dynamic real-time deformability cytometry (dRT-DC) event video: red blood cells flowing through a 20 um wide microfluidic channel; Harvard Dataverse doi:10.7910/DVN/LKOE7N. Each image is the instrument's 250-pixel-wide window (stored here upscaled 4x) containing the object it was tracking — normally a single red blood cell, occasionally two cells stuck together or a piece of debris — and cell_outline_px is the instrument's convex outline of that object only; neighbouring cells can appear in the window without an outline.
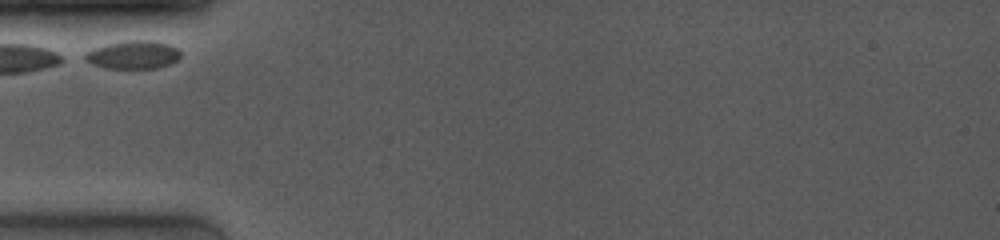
{"species": "common noctule bat (a hibernating species)", "species_latin": "Nyctalus noctula", "temperature_condition": "room temperature", "stored_images_in_passage": 17, "camera_frame_rate_fps": 4000, "um_per_image_px": 0.085, "animal": {"sex": "female", "body_mass_g": 19.0, "forearm_length_mm": 53.3}, "frame": {"image": 1, "passage_image": 1, "time_ms": 0.0, "image_size_px": [1000, 240], "cell_outline_px": [[180, 56], [176, 60], [168, 64], [156, 68], [108, 68], [92, 64], [84, 60], [84, 52], [92, 48], [124, 40], [152, 40], [168, 44], [176, 48], [180, 52]], "centroid_in_image_um": [11.27, 4.64], "position_along_channel_um": 73.7, "area_um2": 15.66}}
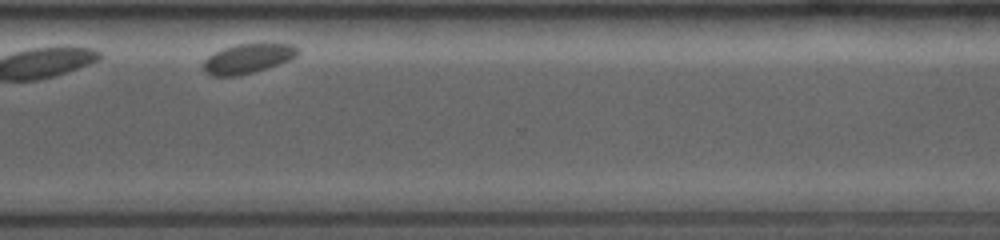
{"frame": {"image": 2, "passage_image": 15, "time_ms": 8.0, "image_size_px": [1000, 240], "cell_outline_px": [[300, 52], [296, 56], [288, 60], [252, 72], [236, 76], [212, 76], [204, 72], [204, 60], [208, 56], [224, 48], [240, 44], [292, 44], [300, 48]], "centroid_in_image_um": [21.06, 4.98], "position_along_channel_um": 349.5, "area_um2": 15.9}}
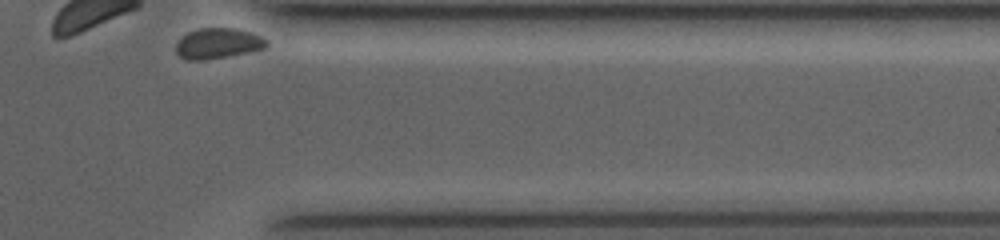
{"frame": {"image": 3, "passage_image": 17, "time_ms": 9.25, "image_size_px": [1000, 240], "cell_outline_px": [[268, 44], [264, 48], [248, 52], [204, 60], [184, 60], [176, 52], [176, 44], [188, 32], [200, 28], [236, 28], [252, 32], [268, 40]], "centroid_in_image_um": [18.53, 3.68], "position_along_channel_um": 392.9, "area_um2": 16.01}}